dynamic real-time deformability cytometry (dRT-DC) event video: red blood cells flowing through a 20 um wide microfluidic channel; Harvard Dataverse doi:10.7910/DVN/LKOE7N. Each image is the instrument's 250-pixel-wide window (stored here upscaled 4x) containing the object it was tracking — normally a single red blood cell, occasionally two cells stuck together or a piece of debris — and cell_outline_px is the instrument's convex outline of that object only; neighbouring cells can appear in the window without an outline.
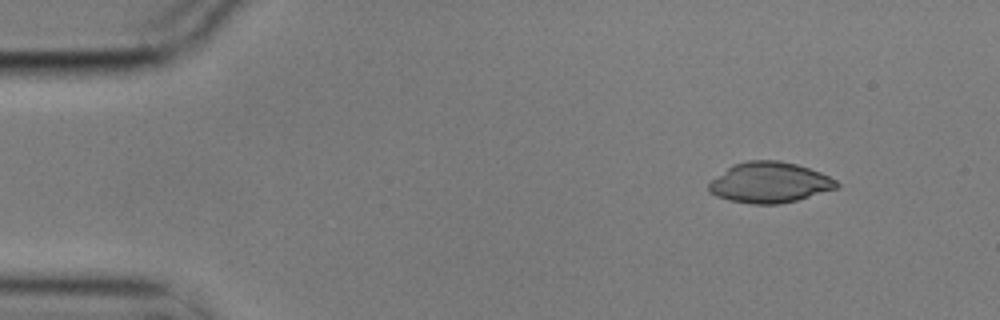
{"species": "common noctule bat (a hibernating species)", "species_latin": "Nyctalus noctula", "temperature_condition": "cold", "stored_images_in_passage": 8, "camera_frame_rate_fps": 3000, "um_per_image_px": 0.085, "animal": {"sex": "male", "body_mass_g": 17.9}, "frame": {"image": 1, "passage_image": 2, "time_ms": 0.333, "image_size_px": [1000, 320], "cell_outline_px": [[840, 184], [836, 188], [796, 200], [780, 204], [752, 204], [728, 200], [716, 196], [708, 192], [708, 184], [712, 180], [732, 164], [748, 160], [776, 160], [796, 164], [820, 172], [836, 180]], "centroid_in_image_um": [65.38, 15.51], "position_along_channel_um": 19.6, "area_um2": 30.11}}